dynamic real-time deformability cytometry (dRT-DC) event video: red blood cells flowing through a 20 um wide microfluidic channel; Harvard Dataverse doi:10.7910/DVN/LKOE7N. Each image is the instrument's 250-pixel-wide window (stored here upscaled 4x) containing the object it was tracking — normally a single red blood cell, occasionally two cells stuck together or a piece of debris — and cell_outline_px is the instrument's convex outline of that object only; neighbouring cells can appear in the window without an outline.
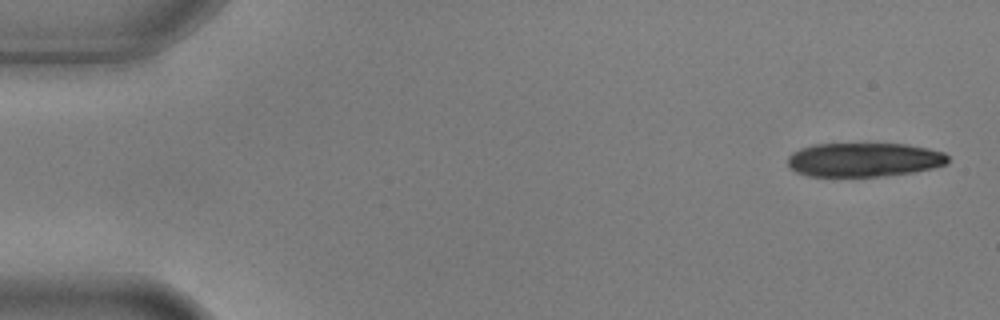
{"species": "common noctule bat (a hibernating species)", "species_latin": "Nyctalus noctula", "temperature_condition": "warm", "stored_images_in_passage": 6, "camera_frame_rate_fps": 3000, "um_per_image_px": 0.085, "animal": {"sex": "male", "body_mass_g": 17.9, "forearm_length_mm": 54.2}, "frame": {"image": 1, "passage_image": 1, "time_ms": 0.0, "image_size_px": [1000, 320], "cell_outline_px": [[948, 164], [932, 168], [912, 172], [884, 176], [808, 176], [796, 172], [788, 168], [788, 156], [792, 152], [800, 148], [812, 144], [908, 144], [928, 148], [944, 152], [948, 156]], "centroid_in_image_um": [73.42, 13.57], "position_along_channel_um": 11.6, "area_um2": 31.96}}